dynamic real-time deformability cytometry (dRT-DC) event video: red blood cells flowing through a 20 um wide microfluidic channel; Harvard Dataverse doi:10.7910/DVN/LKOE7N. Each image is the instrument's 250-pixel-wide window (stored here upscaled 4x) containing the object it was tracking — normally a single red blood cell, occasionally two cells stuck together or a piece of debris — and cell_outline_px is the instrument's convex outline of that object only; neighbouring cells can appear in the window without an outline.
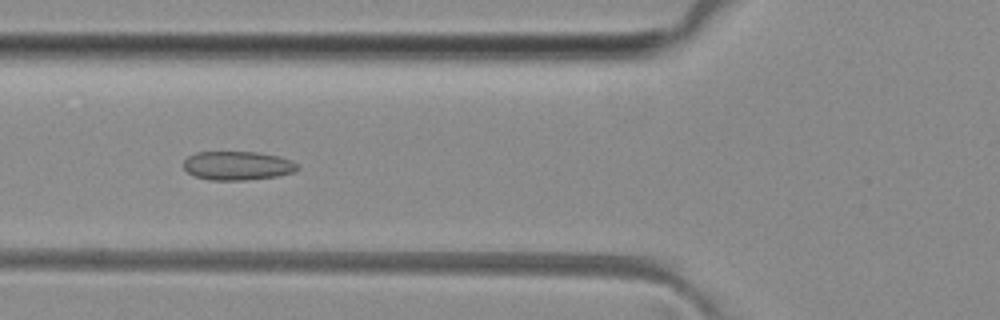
{"species": "common noctule bat (a hibernating species)", "species_latin": "Nyctalus noctula", "temperature_condition": "room temperature", "stored_images_in_passage": 37, "camera_frame_rate_fps": 3000, "um_per_image_px": 0.085, "animal": {"sex": "female", "body_mass_g": 29.2, "forearm_length_mm": 56.3}, "frame": {"image": 1, "passage_image": 4, "time_ms": 1.0, "image_size_px": [1000, 320], "cell_outline_px": [[300, 168], [296, 172], [276, 176], [244, 180], [212, 180], [196, 176], [188, 172], [184, 168], [184, 160], [188, 156], [196, 152], [256, 152], [280, 156], [292, 160]], "centroid_in_image_um": [20.22, 14.07], "position_along_channel_um": 105.6, "area_um2": 19.13}}
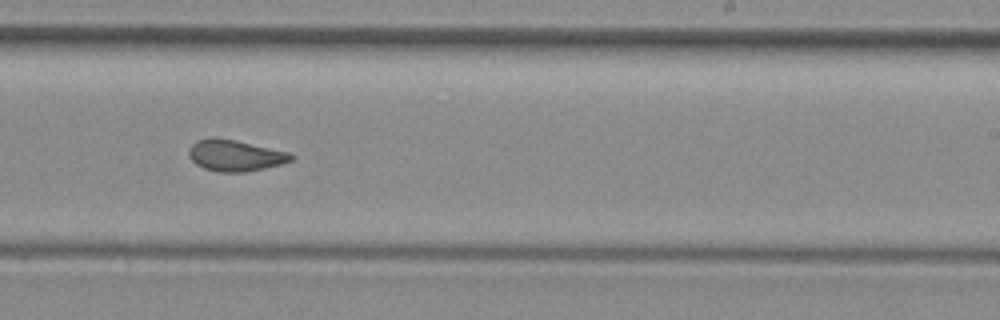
{"frame": {"image": 2, "passage_image": 16, "time_ms": 5.0, "image_size_px": [1000, 320], "cell_outline_px": [[292, 160], [280, 164], [264, 168], [244, 172], [216, 172], [204, 168], [196, 164], [188, 156], [188, 148], [196, 140], [232, 140], [288, 152], [292, 156]], "centroid_in_image_um": [19.95, 13.26], "position_along_channel_um": 269.1, "area_um2": 17.92}}
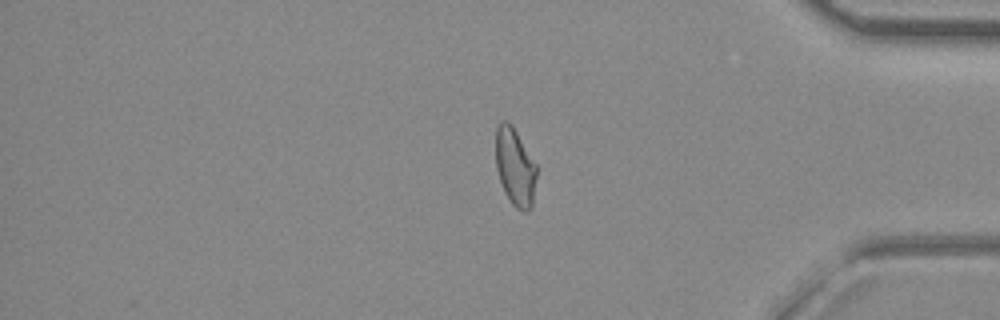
{"frame": {"image": 3, "passage_image": 27, "time_ms": 8.667, "image_size_px": [1000, 320], "cell_outline_px": [[536, 176], [532, 204], [528, 212], [524, 212], [516, 208], [512, 204], [504, 192], [496, 168], [496, 128], [500, 120], [508, 120], [512, 124], [536, 164]], "centroid_in_image_um": [43.77, 14.17], "position_along_channel_um": 391.4, "area_um2": 18.55}, "authors_computed_cell_mechanics": {"area_um2": 18.6116, "velocity_mm_per_s": 4.0935, "shape_relaxation_time_tau1_ms": null, "shape_relaxation_time_tau2_ms": 2.0686, "deformation_change_tau1": null, "deformation_change_tau2": 0.0716}}